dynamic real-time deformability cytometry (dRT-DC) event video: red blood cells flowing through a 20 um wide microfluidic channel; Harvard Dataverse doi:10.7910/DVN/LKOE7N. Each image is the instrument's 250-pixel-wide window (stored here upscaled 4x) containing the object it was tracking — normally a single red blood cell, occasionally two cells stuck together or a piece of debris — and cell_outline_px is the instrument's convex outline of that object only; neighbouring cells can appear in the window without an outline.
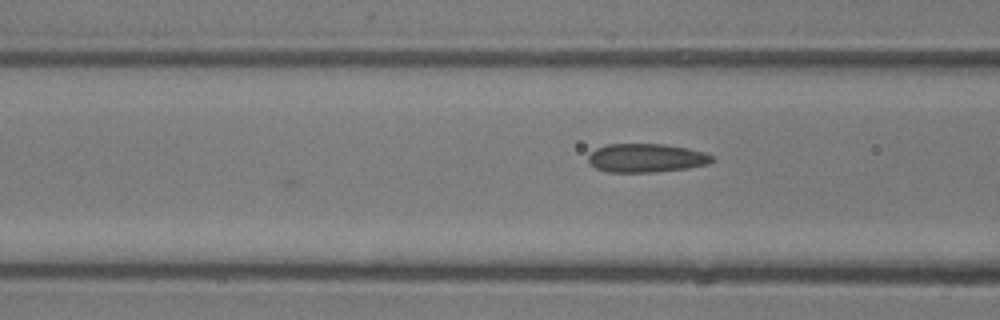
{"species": "common noctule bat (a hibernating species)", "species_latin": "Nyctalus noctula", "temperature_condition": "room temperature", "stored_images_in_passage": 11, "camera_frame_rate_fps": 3000, "um_per_image_px": 0.085, "animal": {"sex": "male", "body_mass_g": 13.3}, "frame": {"image": 1, "passage_image": 11, "time_ms": 3.333, "image_size_px": [1000, 320], "cell_outline_px": [[712, 160], [708, 164], [688, 168], [656, 172], [608, 172], [596, 168], [588, 164], [588, 156], [596, 148], [608, 144], [664, 144], [688, 148], [704, 152], [712, 156]], "centroid_in_image_um": [54.9, 13.43], "position_along_channel_um": 111.7, "area_um2": 20.69}}